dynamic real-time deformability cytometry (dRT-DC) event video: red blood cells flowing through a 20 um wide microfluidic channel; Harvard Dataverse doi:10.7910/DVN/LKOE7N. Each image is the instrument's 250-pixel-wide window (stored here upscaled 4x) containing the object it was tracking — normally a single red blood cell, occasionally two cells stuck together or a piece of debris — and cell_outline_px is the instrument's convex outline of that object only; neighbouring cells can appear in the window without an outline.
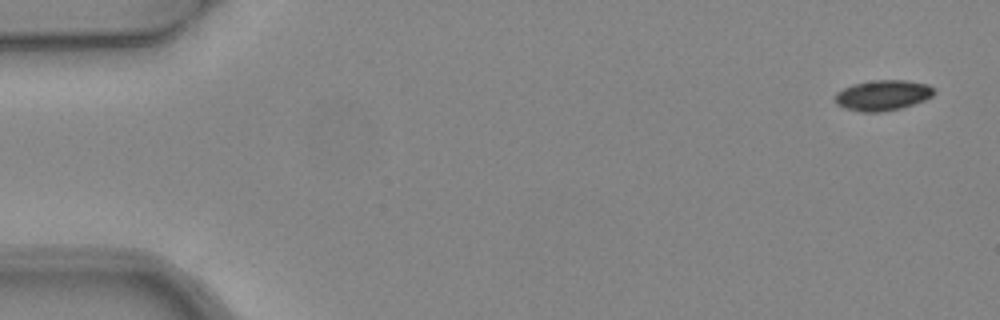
{"species": "common noctule bat (a hibernating species)", "species_latin": "Nyctalus noctula", "temperature_condition": "warm", "stored_images_in_passage": 5, "segment_of_instrument_passage": [1, 2], "camera_frame_rate_fps": 3000, "um_per_image_px": 0.085, "animal": {"sex": "female", "body_mass_g": 24.6, "forearm_length_mm": 56.2}, "frame": {"image": 1, "passage_image": 1, "time_ms": 0.0, "image_size_px": [1000, 320], "cell_outline_px": [[936, 92], [932, 96], [924, 100], [900, 108], [880, 112], [860, 112], [844, 108], [836, 104], [836, 92], [852, 84], [872, 80], [908, 80], [928, 84], [936, 88]], "centroid_in_image_um": [75.05, 8.09], "position_along_channel_um": 9.9, "area_um2": 17.69}}
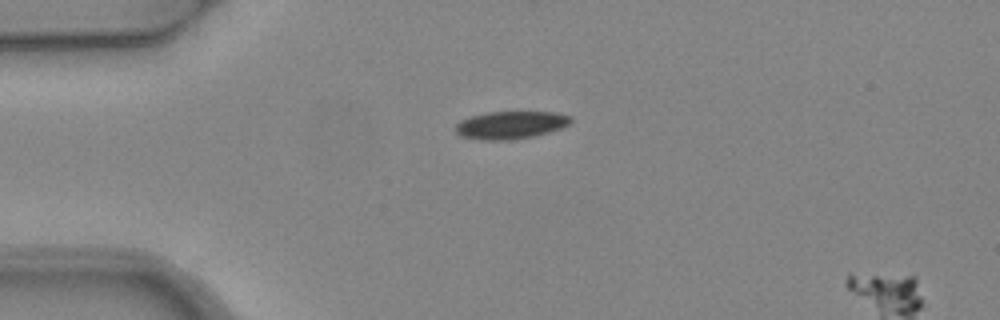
{"frame": {"image": 2, "passage_image": 4, "time_ms": 1.0, "image_size_px": [1000, 320], "cell_outline_px": [[572, 124], [548, 132], [532, 136], [512, 140], [484, 140], [460, 136], [456, 132], [456, 124], [460, 120], [472, 116], [488, 112], [556, 112], [572, 116]], "centroid_in_image_um": [43.43, 10.62], "position_along_channel_um": 41.6, "area_um2": 18.61}}